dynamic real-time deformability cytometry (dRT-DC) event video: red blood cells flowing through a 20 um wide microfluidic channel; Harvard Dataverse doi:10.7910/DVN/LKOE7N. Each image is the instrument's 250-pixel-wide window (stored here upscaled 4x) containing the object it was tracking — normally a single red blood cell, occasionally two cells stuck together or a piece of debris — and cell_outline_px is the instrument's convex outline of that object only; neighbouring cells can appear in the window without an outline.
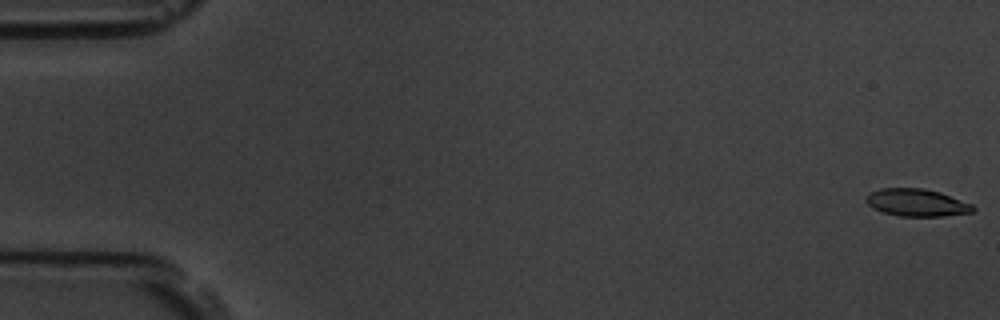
{"species": "common noctule bat (a hibernating species)", "species_latin": "Nyctalus noctula", "temperature_condition": "room temperature", "stored_images_in_passage": 10, "camera_frame_rate_fps": 3000, "um_per_image_px": 0.085, "animal": {"sex": "male", "body_mass_g": 19.5, "forearm_length_mm": 54.6}, "frame": {"image": 1, "passage_image": 1, "time_ms": 0.0, "image_size_px": [1000, 320], "cell_outline_px": [[976, 208], [972, 212], [944, 216], [900, 216], [884, 212], [868, 204], [864, 200], [872, 192], [880, 188], [924, 188], [940, 192], [972, 204]], "centroid_in_image_um": [77.96, 17.22], "position_along_channel_um": 7.0, "area_um2": 16.88}}
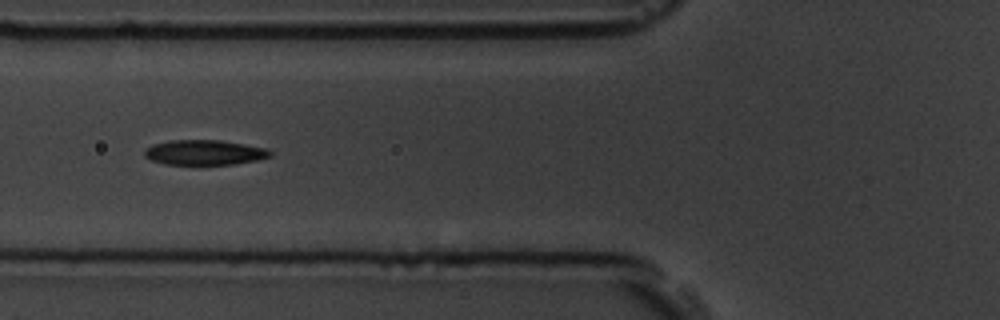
{"frame": {"image": 2, "passage_image": 7, "time_ms": 6.667, "image_size_px": [1000, 320], "cell_outline_px": [[272, 156], [256, 160], [232, 164], [164, 164], [152, 160], [144, 156], [144, 148], [152, 144], [172, 140], [220, 140], [268, 148], [272, 152]], "centroid_in_image_um": [17.37, 12.95], "position_along_channel_um": 108.4, "area_um2": 18.32}}
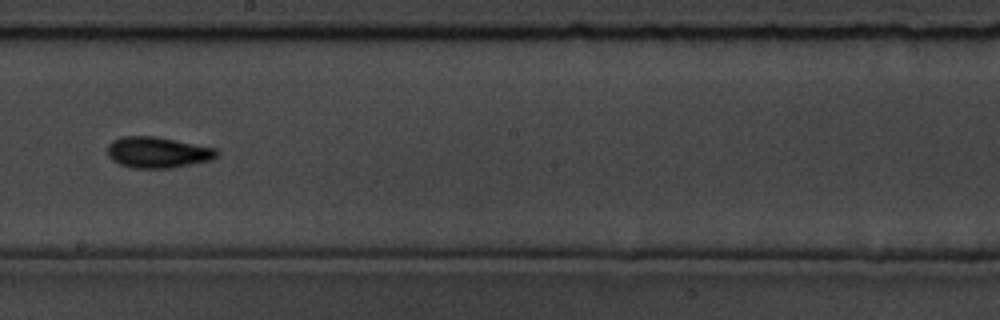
{"frame": {"image": 3, "passage_image": 10, "time_ms": 10.0, "image_size_px": [1000, 320], "cell_outline_px": [[220, 152], [212, 160], [172, 168], [132, 168], [120, 164], [112, 160], [108, 156], [108, 144], [112, 140], [124, 136], [156, 136], [216, 148]], "centroid_in_image_um": [13.41, 12.95], "position_along_channel_um": 234.8, "area_um2": 19.88}}